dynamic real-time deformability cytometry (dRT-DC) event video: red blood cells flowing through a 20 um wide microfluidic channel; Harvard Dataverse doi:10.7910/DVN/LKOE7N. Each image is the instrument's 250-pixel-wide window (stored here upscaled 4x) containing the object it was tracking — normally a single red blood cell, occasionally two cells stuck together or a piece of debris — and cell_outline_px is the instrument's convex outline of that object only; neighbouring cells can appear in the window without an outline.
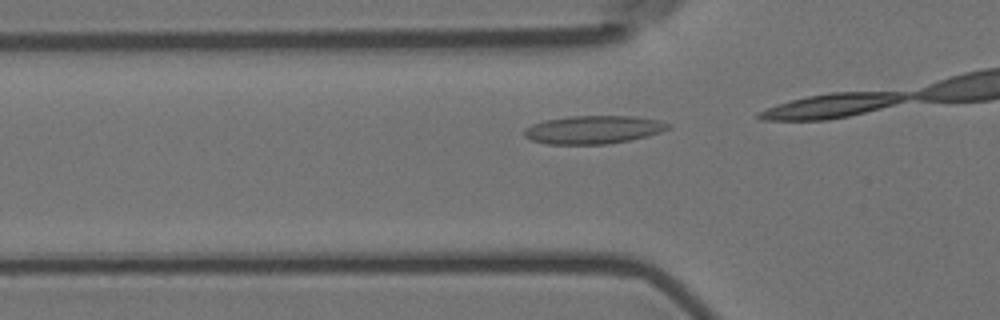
{"species": "Egyptian fruit bat (a non-hibernating species)", "species_latin": "Rousettus aegyptiacus", "temperature_condition": "room temperature", "stored_images_in_passage": 7, "camera_frame_rate_fps": 3000, "um_per_image_px": 0.085, "animal": {"sex": "female"}, "frame": {"image": 1, "passage_image": 4, "time_ms": 1.0, "image_size_px": [1000, 320], "cell_outline_px": [[672, 124], [668, 128], [660, 132], [648, 136], [608, 144], [548, 144], [532, 140], [524, 136], [524, 128], [532, 124], [544, 120], [568, 116], [636, 116], [660, 120]], "centroid_in_image_um": [50.43, 11.01], "position_along_channel_um": 75.4, "area_um2": 23.7}}